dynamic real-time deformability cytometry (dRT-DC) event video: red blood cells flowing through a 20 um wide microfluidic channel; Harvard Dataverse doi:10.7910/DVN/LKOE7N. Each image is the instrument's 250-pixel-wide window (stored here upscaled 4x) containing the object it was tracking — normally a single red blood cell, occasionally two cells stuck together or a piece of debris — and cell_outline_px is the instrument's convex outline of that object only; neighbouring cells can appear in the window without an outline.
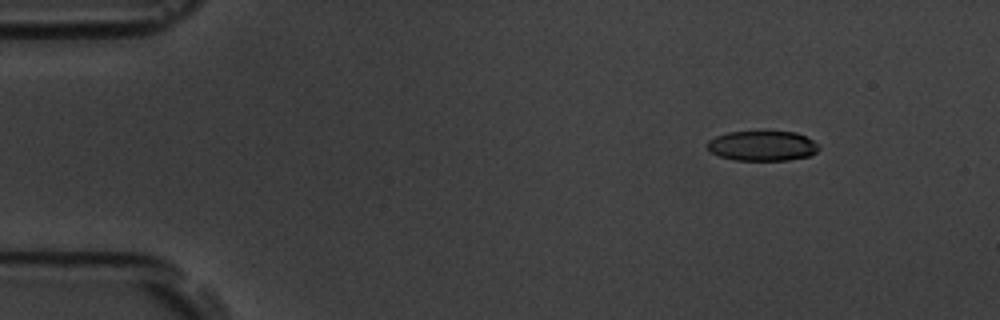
{"species": "common noctule bat (a hibernating species)", "species_latin": "Nyctalus noctula", "temperature_condition": "room temperature", "stored_images_in_passage": 6, "camera_frame_rate_fps": 3000, "um_per_image_px": 0.085, "animal": {"sex": "male", "body_mass_g": 19.5, "forearm_length_mm": 54.6}, "frame": {"image": 1, "passage_image": 2, "time_ms": 0.333, "image_size_px": [1000, 320], "cell_outline_px": [[820, 148], [816, 152], [808, 156], [788, 160], [736, 160], [720, 156], [712, 152], [704, 144], [708, 140], [716, 136], [728, 132], [764, 128], [796, 132], [820, 144]], "centroid_in_image_um": [64.8, 12.33], "position_along_channel_um": 20.2, "area_um2": 20.4}}
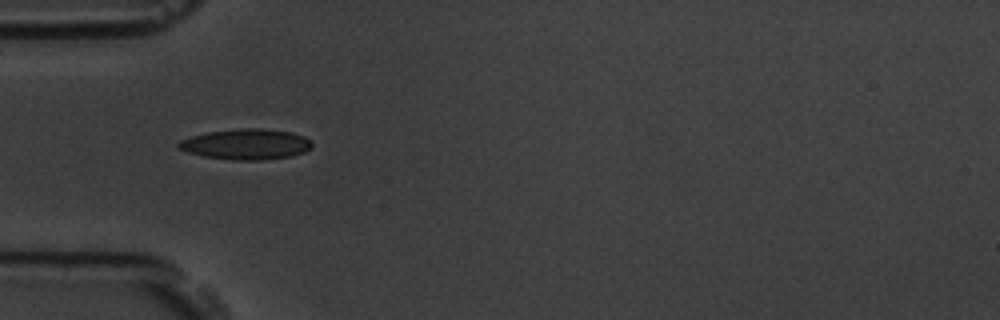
{"frame": {"image": 2, "passage_image": 5, "time_ms": 1.333, "image_size_px": [1000, 320], "cell_outline_px": [[312, 148], [304, 152], [292, 156], [260, 160], [232, 160], [204, 156], [188, 152], [176, 148], [176, 144], [180, 140], [192, 136], [208, 132], [240, 128], [260, 128], [292, 132], [304, 136], [312, 140]], "centroid_in_image_um": [20.94, 12.26], "position_along_channel_um": 64.1, "area_um2": 23.93}}
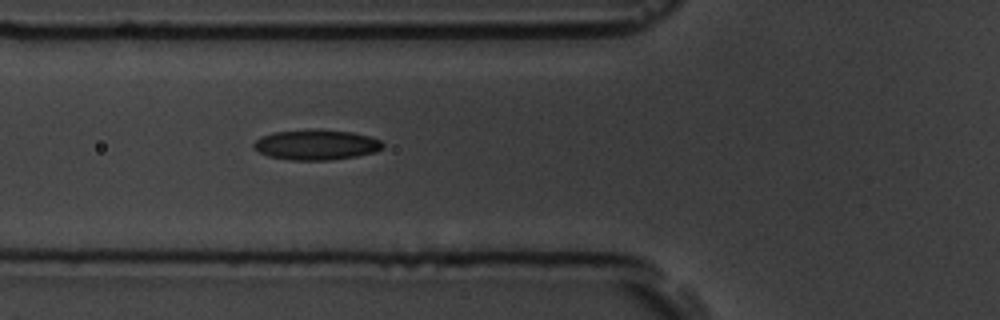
{"frame": {"image": 3, "passage_image": 6, "time_ms": 1.667, "image_size_px": [1000, 320], "cell_outline_px": [[384, 148], [376, 152], [356, 156], [332, 160], [292, 160], [268, 156], [260, 152], [252, 144], [256, 140], [272, 132], [320, 128], [352, 132], [368, 136], [380, 140], [384, 144]], "centroid_in_image_um": [26.92, 12.29], "position_along_channel_um": 98.9, "area_um2": 22.89}}